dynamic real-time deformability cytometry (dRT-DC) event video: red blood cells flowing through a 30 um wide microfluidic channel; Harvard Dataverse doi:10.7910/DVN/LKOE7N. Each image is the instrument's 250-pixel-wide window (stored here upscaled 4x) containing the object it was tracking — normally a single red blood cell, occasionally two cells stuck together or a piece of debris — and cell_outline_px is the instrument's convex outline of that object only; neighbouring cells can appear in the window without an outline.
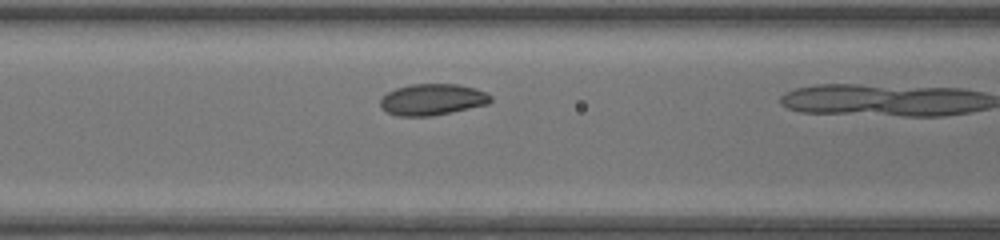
{"species": "common noctule bat (a hibernating species)", "species_latin": "Nyctalus noctula", "temperature_condition": "warm", "stored_images_in_passage": 11, "camera_frame_rate_fps": 3000, "um_per_image_px": 0.085, "animal": {"sex": "female", "body_mass_g": 17.0, "forearm_length_mm": 48.0}, "frame": {"image": 1, "passage_image": 10, "time_ms": 3.0, "image_size_px": [1000, 240], "cell_outline_px": [[492, 100], [488, 104], [452, 112], [432, 116], [396, 116], [380, 108], [380, 100], [388, 92], [396, 88], [412, 84], [456, 84], [476, 88], [492, 96]], "centroid_in_image_um": [36.75, 8.46], "position_along_channel_um": 129.9, "area_um2": 20.17}}